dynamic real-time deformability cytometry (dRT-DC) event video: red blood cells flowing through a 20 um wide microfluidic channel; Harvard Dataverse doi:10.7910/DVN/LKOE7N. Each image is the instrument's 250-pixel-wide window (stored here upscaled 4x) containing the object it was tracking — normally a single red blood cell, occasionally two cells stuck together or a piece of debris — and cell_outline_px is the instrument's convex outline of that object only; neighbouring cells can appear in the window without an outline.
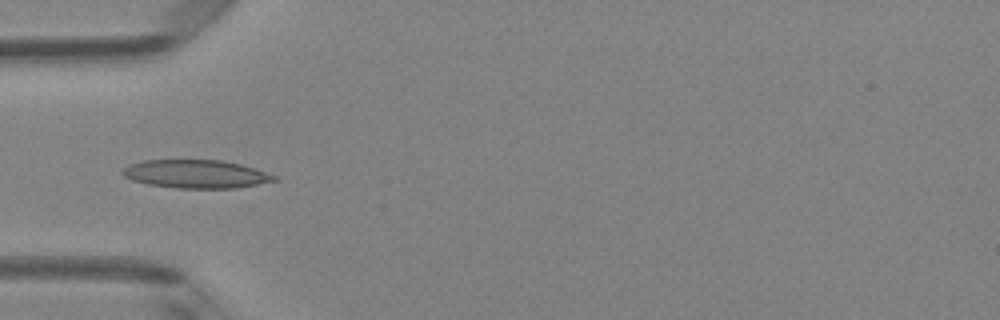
{"species": "Egyptian fruit bat (a non-hibernating species)", "species_latin": "Rousettus aegyptiacus", "temperature_condition": "room temperature", "stored_images_in_passage": 4, "camera_frame_rate_fps": 3000, "um_per_image_px": 0.085, "animal": {"sex": "female"}, "frame": {"image": 1, "passage_image": 4, "time_ms": 3.333, "image_size_px": [1000, 320], "cell_outline_px": [[280, 180], [236, 188], [176, 188], [148, 184], [132, 180], [124, 176], [120, 172], [128, 164], [144, 160], [224, 160], [240, 164], [276, 176]], "centroid_in_image_um": [16.63, 14.79], "position_along_channel_um": 68.4, "area_um2": 24.97}}